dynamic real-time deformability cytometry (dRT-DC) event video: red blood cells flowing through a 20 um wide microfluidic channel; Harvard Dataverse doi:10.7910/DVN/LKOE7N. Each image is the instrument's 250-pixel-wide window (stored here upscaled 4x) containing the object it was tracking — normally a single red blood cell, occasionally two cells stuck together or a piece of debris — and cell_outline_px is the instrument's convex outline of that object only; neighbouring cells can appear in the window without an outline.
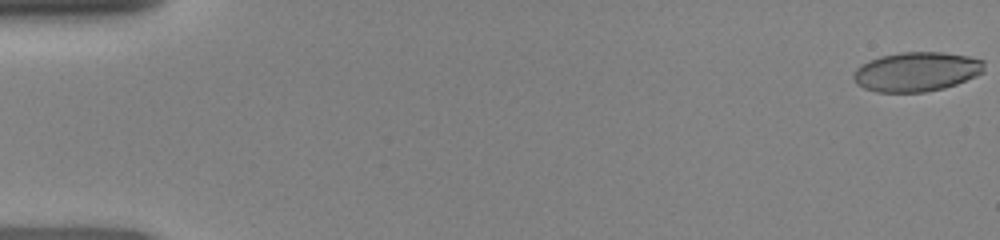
{"species": "human", "species_latin": "Homo sapiens", "temperature_condition": "room temperature", "stored_images_in_passage": 48, "camera_frame_rate_fps": 3000, "um_per_image_px": 0.085, "donor": {"sex": "female"}, "frame": {"image": 1, "passage_image": 1, "time_ms": 0.0, "image_size_px": [1000, 240], "cell_outline_px": [[984, 72], [976, 76], [956, 84], [944, 88], [924, 92], [876, 92], [864, 88], [856, 84], [852, 76], [856, 68], [860, 64], [868, 60], [880, 56], [900, 52], [944, 52], [968, 56], [984, 60]], "centroid_in_image_um": [77.89, 6.09], "position_along_channel_um": 7.1, "area_um2": 30.29}}
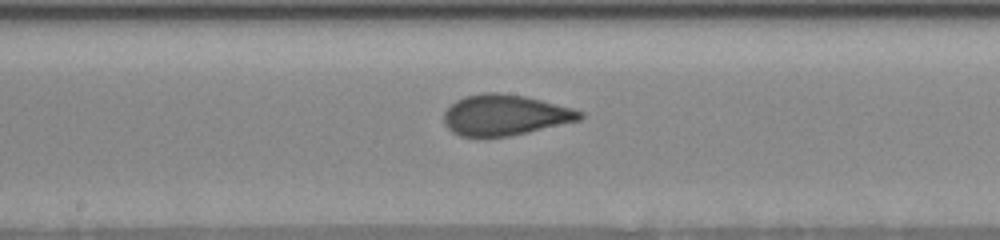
{"frame": {"image": 2, "passage_image": 26, "time_ms": 8.333, "image_size_px": [1000, 240], "cell_outline_px": [[584, 116], [580, 120], [528, 132], [508, 136], [460, 136], [452, 132], [444, 124], [444, 112], [456, 100], [464, 96], [484, 92], [496, 92], [524, 96], [572, 108], [584, 112]], "centroid_in_image_um": [42.91, 9.77], "position_along_channel_um": 205.3, "area_um2": 32.08}}
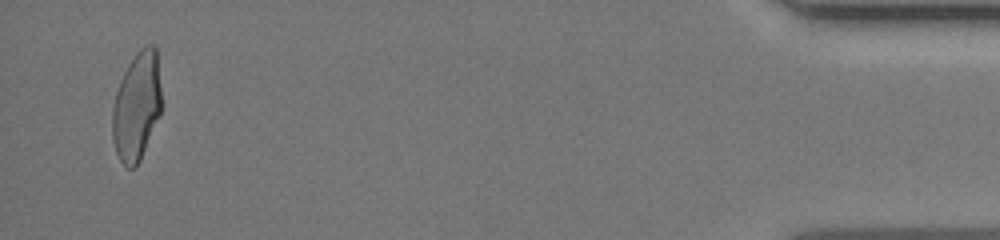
{"frame": {"image": 3, "passage_image": 47, "time_ms": 15.333, "image_size_px": [1000, 240], "cell_outline_px": [[160, 112], [140, 160], [136, 168], [128, 168], [120, 160], [116, 152], [112, 140], [112, 108], [116, 92], [120, 80], [128, 64], [136, 52], [140, 48], [148, 44], [152, 44], [156, 48], [160, 88]], "centroid_in_image_um": [11.59, 9.03], "position_along_channel_um": 423.6, "area_um2": 30.75}}